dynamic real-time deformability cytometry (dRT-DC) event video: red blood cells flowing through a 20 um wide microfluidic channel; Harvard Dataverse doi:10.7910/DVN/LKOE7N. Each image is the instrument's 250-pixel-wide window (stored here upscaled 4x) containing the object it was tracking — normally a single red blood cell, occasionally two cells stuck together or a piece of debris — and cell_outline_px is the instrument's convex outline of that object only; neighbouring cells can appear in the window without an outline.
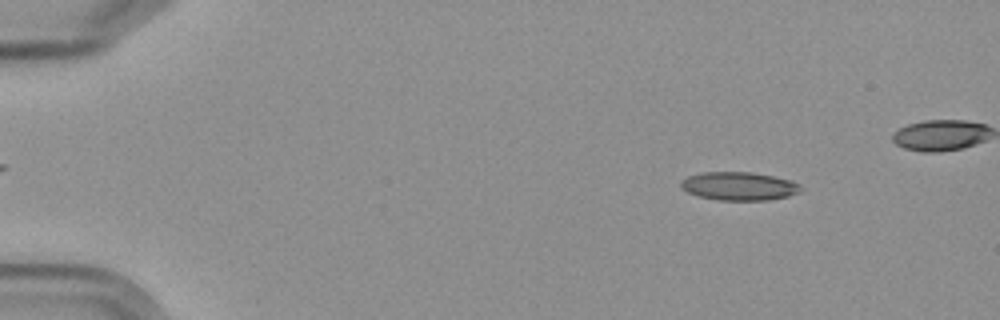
{"species": "Egyptian fruit bat (a non-hibernating species)", "species_latin": "Rousettus aegyptiacus", "temperature_condition": "cold", "stored_images_in_passage": 9, "camera_frame_rate_fps": 3000, "um_per_image_px": 0.085, "frame": {"image": 1, "passage_image": 3, "time_ms": 2.0, "image_size_px": [1000, 320], "cell_outline_px": [[804, 188], [800, 192], [788, 196], [768, 200], [720, 200], [700, 196], [688, 192], [680, 188], [680, 180], [688, 176], [704, 172], [752, 172], [792, 180], [800, 184]], "centroid_in_image_um": [62.84, 15.82], "position_along_channel_um": 22.2, "area_um2": 19.88}}
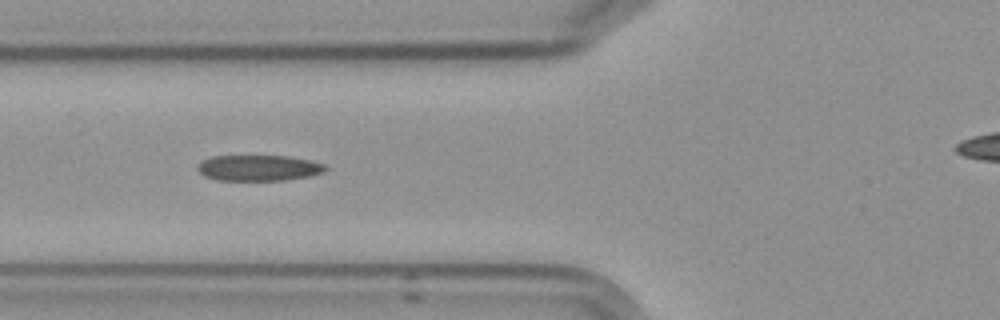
{"frame": {"image": 2, "passage_image": 7, "time_ms": 7.0, "image_size_px": [1000, 320], "cell_outline_px": [[328, 168], [324, 172], [308, 176], [280, 180], [216, 180], [204, 176], [196, 168], [196, 164], [212, 156], [288, 156], [308, 160], [324, 164]], "centroid_in_image_um": [21.95, 14.27], "position_along_channel_um": 103.9, "area_um2": 19.13}}